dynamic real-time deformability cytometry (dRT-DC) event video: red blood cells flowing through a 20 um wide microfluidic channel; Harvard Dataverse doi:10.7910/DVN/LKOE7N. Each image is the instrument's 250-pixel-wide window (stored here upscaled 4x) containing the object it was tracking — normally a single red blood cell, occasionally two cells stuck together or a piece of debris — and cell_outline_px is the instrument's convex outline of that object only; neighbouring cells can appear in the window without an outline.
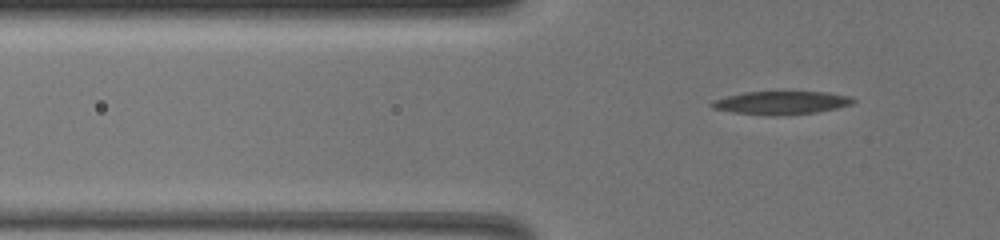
{"species": "common noctule bat (a hibernating species)", "species_latin": "Nyctalus noctula", "temperature_condition": "warm", "stored_images_in_passage": 48, "camera_frame_rate_fps": 3000, "um_per_image_px": 0.085, "animal": {"sex": "female", "body_mass_g": 19.5, "forearm_length_mm": 54.1}, "frame": {"image": 1, "passage_image": 4, "time_ms": 1.0, "image_size_px": [1000, 240], "cell_outline_px": [[856, 100], [852, 104], [836, 108], [816, 112], [780, 116], [772, 116], [732, 112], [712, 108], [708, 104], [712, 100], [728, 96], [748, 92], [824, 92], [852, 96]], "centroid_in_image_um": [66.4, 8.74], "position_along_channel_um": 59.4, "area_um2": 19.13}}
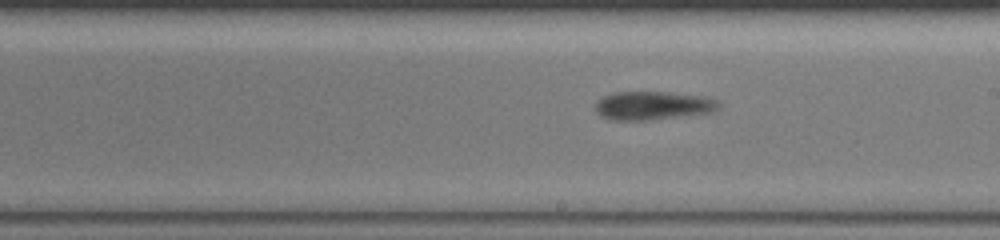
{"frame": {"image": 2, "passage_image": 22, "time_ms": 7.0, "image_size_px": [1000, 240], "cell_outline_px": [[720, 108], [712, 112], [648, 120], [608, 120], [600, 116], [596, 112], [596, 100], [604, 96], [616, 92], [668, 92], [704, 96], [716, 100], [720, 104]], "centroid_in_image_um": [55.47, 8.97], "position_along_channel_um": 233.5, "area_um2": 20.52}}
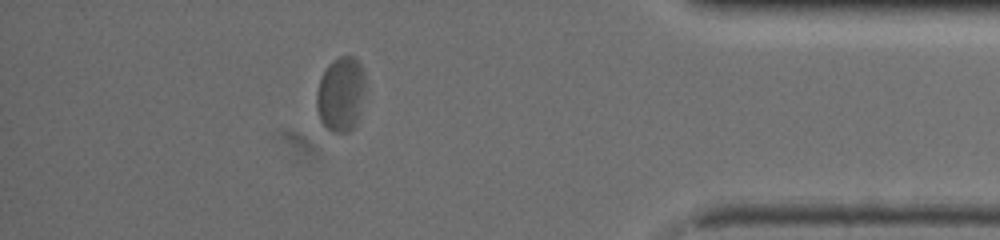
{"frame": {"image": 3, "passage_image": 41, "time_ms": 13.333, "image_size_px": [1000, 240], "cell_outline_px": [[364, 88], [356, 128], [348, 132], [332, 132], [320, 120], [316, 108], [316, 92], [320, 80], [328, 64], [332, 60], [340, 56], [352, 56], [360, 64], [364, 72]], "centroid_in_image_um": [28.96, 8.02], "position_along_channel_um": 406.2, "area_um2": 21.15}}